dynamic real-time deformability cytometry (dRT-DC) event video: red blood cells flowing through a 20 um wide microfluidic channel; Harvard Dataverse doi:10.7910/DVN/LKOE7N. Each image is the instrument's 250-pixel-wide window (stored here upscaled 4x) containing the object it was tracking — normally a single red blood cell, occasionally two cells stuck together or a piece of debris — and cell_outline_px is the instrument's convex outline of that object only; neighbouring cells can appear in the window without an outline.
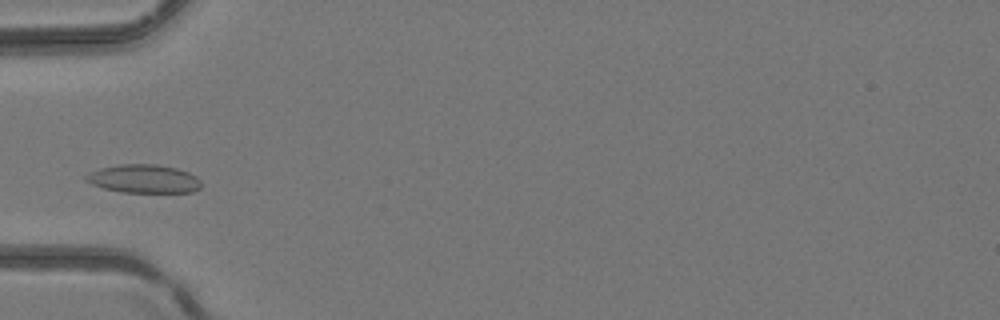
{"species": "common noctule bat (a hibernating species)", "species_latin": "Nyctalus noctula", "temperature_condition": "room temperature", "stored_images_in_passage": 3, "camera_frame_rate_fps": 3000, "um_per_image_px": 0.085, "animal": {"sex": "female", "body_mass_g": 24.6, "forearm_length_mm": 56.2}, "frame": {"image": 1, "passage_image": 3, "time_ms": 0.667, "image_size_px": [1000, 320], "cell_outline_px": [[200, 188], [192, 192], [120, 192], [104, 188], [92, 184], [84, 180], [84, 176], [88, 172], [100, 168], [120, 164], [156, 164], [176, 168], [188, 172], [196, 176], [200, 180]], "centroid_in_image_um": [12.19, 15.19], "position_along_channel_um": 72.8, "area_um2": 19.13}}